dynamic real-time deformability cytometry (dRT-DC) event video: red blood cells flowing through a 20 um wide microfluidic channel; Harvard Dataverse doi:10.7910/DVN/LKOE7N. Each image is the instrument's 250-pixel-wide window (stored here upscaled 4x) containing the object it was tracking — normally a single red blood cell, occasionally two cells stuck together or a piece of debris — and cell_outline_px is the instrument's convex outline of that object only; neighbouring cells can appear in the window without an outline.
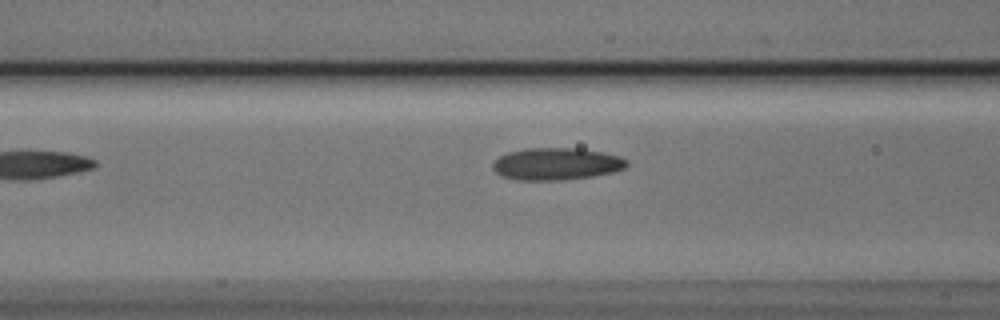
{"species": "Egyptian fruit bat (a non-hibernating species)", "species_latin": "Rousettus aegyptiacus", "temperature_condition": "cold", "stored_images_in_passage": 7, "camera_frame_rate_fps": 3000, "um_per_image_px": 0.085, "animal": {"sex": "male"}, "frame": {"image": 1, "passage_image": 6, "time_ms": 1.667, "image_size_px": [1000, 320], "cell_outline_px": [[628, 164], [624, 168], [616, 172], [592, 176], [564, 180], [520, 180], [500, 176], [492, 168], [492, 164], [500, 156], [508, 152], [524, 148], [580, 148], [620, 156], [628, 160]], "centroid_in_image_um": [47.3, 13.93], "position_along_channel_um": 119.3, "area_um2": 25.26}}
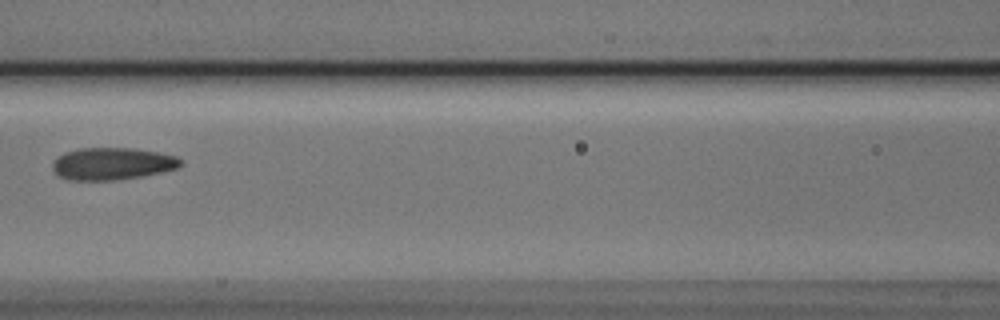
{"frame": {"image": 2, "passage_image": 7, "time_ms": 2.0, "image_size_px": [1000, 320], "cell_outline_px": [[184, 164], [176, 168], [160, 172], [140, 176], [112, 180], [68, 180], [60, 176], [52, 168], [52, 164], [64, 152], [80, 148], [132, 148], [156, 152], [176, 156]], "centroid_in_image_um": [9.53, 13.91], "position_along_channel_um": 157.1, "area_um2": 23.7}}